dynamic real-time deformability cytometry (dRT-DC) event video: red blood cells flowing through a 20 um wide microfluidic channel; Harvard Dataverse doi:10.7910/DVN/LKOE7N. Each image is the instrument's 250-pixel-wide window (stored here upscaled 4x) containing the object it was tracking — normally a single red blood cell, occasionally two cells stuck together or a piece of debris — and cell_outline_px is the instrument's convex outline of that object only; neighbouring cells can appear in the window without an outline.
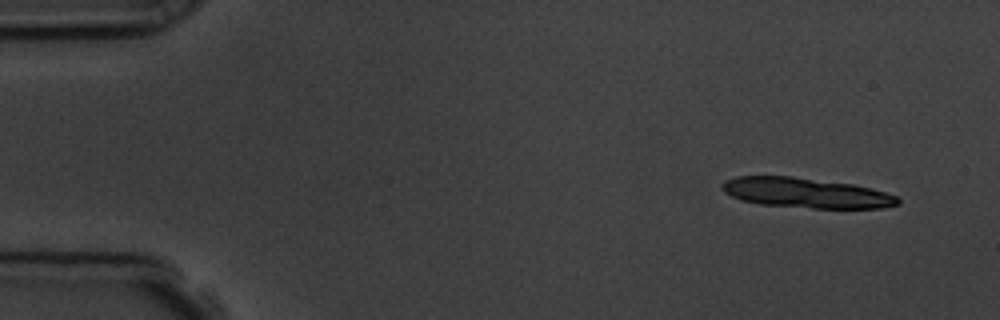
{"species": "common noctule bat (a hibernating species)", "species_latin": "Nyctalus noctula", "temperature_condition": "room temperature", "stored_images_in_passage": 5, "camera_frame_rate_fps": 3000, "um_per_image_px": 0.085, "animal": {"sex": "male", "body_mass_g": 19.5, "forearm_length_mm": 54.6}, "frame": {"image": 1, "passage_image": 1, "time_ms": 0.0, "image_size_px": [1000, 320], "cell_outline_px": [[900, 204], [880, 208], [812, 208], [760, 204], [740, 200], [724, 192], [720, 188], [720, 184], [724, 180], [736, 176], [792, 176], [852, 184], [884, 192], [896, 196], [900, 200]], "centroid_in_image_um": [68.44, 16.39], "position_along_channel_um": 16.6, "area_um2": 30.75}}
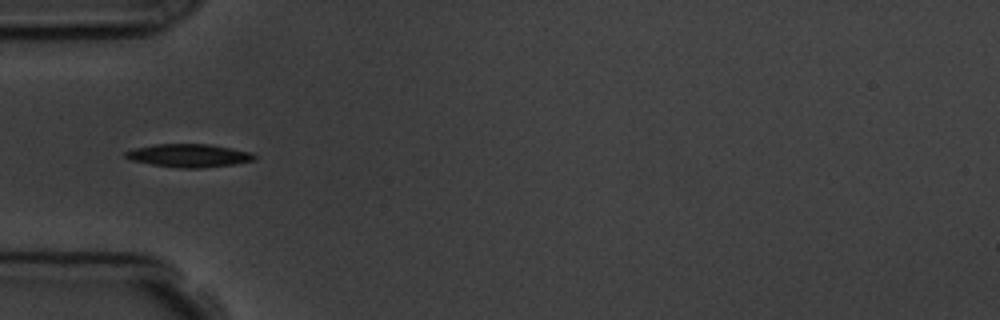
{"frame": {"image": 2, "passage_image": 5, "time_ms": 4.667, "image_size_px": [1000, 320], "cell_outline_px": [[256, 160], [236, 164], [200, 168], [180, 168], [152, 164], [128, 160], [124, 156], [124, 152], [136, 148], [156, 144], [208, 144], [232, 148], [252, 152], [256, 156]], "centroid_in_image_um": [16.08, 13.22], "position_along_channel_um": 68.9, "area_um2": 17.46}}